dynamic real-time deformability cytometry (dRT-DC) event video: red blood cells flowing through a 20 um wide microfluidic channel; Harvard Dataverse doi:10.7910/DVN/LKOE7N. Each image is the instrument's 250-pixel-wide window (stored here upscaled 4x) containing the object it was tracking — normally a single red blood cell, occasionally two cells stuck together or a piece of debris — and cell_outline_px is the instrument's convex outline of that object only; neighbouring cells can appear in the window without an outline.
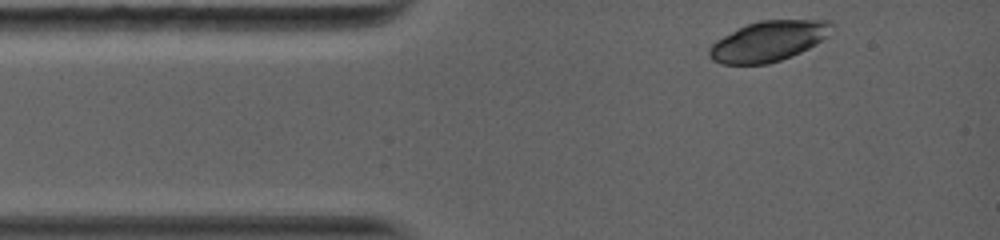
{"species": "common noctule bat (a hibernating species)", "species_latin": "Nyctalus noctula", "temperature_condition": "warm", "stored_images_in_passage": 5, "camera_frame_rate_fps": 5000, "um_per_image_px": 0.085, "animal": {"sex": "female", "body_mass_g": 19.0, "forearm_length_mm": 56.7}, "frame": {"image": 1, "passage_image": 1, "time_ms": 0.0, "image_size_px": [1000, 240], "cell_outline_px": [[836, 24], [828, 36], [816, 44], [792, 56], [768, 64], [720, 64], [712, 60], [708, 56], [708, 48], [716, 40], [748, 24], [760, 20], [832, 20]], "centroid_in_image_um": [65.35, 3.5], "position_along_channel_um": 19.7, "area_um2": 28.84}}